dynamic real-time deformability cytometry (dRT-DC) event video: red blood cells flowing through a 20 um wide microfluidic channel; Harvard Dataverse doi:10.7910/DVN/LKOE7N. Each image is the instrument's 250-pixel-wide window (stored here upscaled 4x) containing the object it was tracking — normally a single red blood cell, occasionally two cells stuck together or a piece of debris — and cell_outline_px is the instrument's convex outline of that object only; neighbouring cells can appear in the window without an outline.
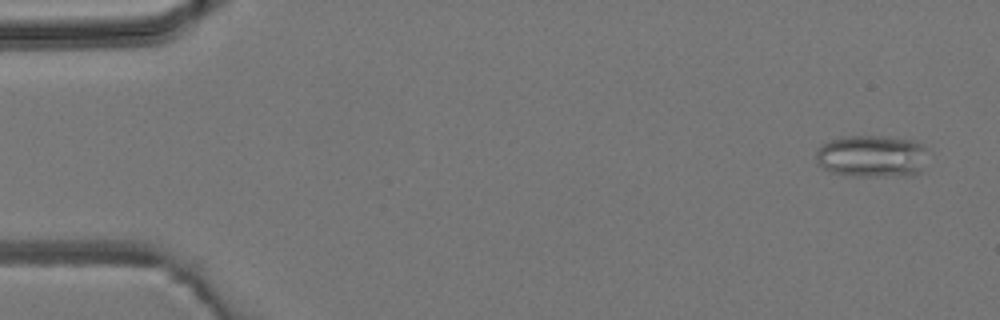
{"species": "common noctule bat (a hibernating species)", "species_latin": "Nyctalus noctula", "temperature_condition": "room temperature", "stored_images_in_passage": 5, "camera_frame_rate_fps": 3000, "um_per_image_px": 0.085, "animal": {"sex": "male", "body_mass_g": 19.2, "forearm_length_mm": 51.8}, "frame": {"image": 1, "passage_image": 1, "time_ms": 0.0, "image_size_px": [1000, 320], "cell_outline_px": [[928, 148], [920, 172], [912, 176], [856, 176], [832, 172], [816, 164], [816, 148], [832, 140], [844, 136], [888, 136], [916, 140], [924, 144]], "centroid_in_image_um": [74.14, 13.27], "position_along_channel_um": 10.9, "area_um2": 27.92}}